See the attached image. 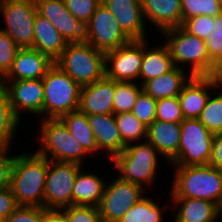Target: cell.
Wrapping results in <instances>:
<instances>
[{
  "label": "cell",
  "mask_w": 222,
  "mask_h": 222,
  "mask_svg": "<svg viewBox=\"0 0 222 222\" xmlns=\"http://www.w3.org/2000/svg\"><path fill=\"white\" fill-rule=\"evenodd\" d=\"M47 172L48 159L36 151L15 155L10 189L18 206L44 207Z\"/></svg>",
  "instance_id": "obj_1"
},
{
  "label": "cell",
  "mask_w": 222,
  "mask_h": 222,
  "mask_svg": "<svg viewBox=\"0 0 222 222\" xmlns=\"http://www.w3.org/2000/svg\"><path fill=\"white\" fill-rule=\"evenodd\" d=\"M170 198H196L222 208V171L206 164L175 166Z\"/></svg>",
  "instance_id": "obj_2"
},
{
  "label": "cell",
  "mask_w": 222,
  "mask_h": 222,
  "mask_svg": "<svg viewBox=\"0 0 222 222\" xmlns=\"http://www.w3.org/2000/svg\"><path fill=\"white\" fill-rule=\"evenodd\" d=\"M159 154L157 149L147 140L126 145L125 149L116 155L111 162L119 171L121 179L141 186L151 187L158 173ZM147 184V185H145Z\"/></svg>",
  "instance_id": "obj_3"
},
{
  "label": "cell",
  "mask_w": 222,
  "mask_h": 222,
  "mask_svg": "<svg viewBox=\"0 0 222 222\" xmlns=\"http://www.w3.org/2000/svg\"><path fill=\"white\" fill-rule=\"evenodd\" d=\"M39 129L37 140L40 141V147L36 152L48 160L82 166L84 158L90 156L69 132L62 119H41Z\"/></svg>",
  "instance_id": "obj_4"
},
{
  "label": "cell",
  "mask_w": 222,
  "mask_h": 222,
  "mask_svg": "<svg viewBox=\"0 0 222 222\" xmlns=\"http://www.w3.org/2000/svg\"><path fill=\"white\" fill-rule=\"evenodd\" d=\"M54 63L80 87L105 76V53L85 41L68 43Z\"/></svg>",
  "instance_id": "obj_5"
},
{
  "label": "cell",
  "mask_w": 222,
  "mask_h": 222,
  "mask_svg": "<svg viewBox=\"0 0 222 222\" xmlns=\"http://www.w3.org/2000/svg\"><path fill=\"white\" fill-rule=\"evenodd\" d=\"M43 119H61L79 110L81 87L55 63L42 78Z\"/></svg>",
  "instance_id": "obj_6"
},
{
  "label": "cell",
  "mask_w": 222,
  "mask_h": 222,
  "mask_svg": "<svg viewBox=\"0 0 222 222\" xmlns=\"http://www.w3.org/2000/svg\"><path fill=\"white\" fill-rule=\"evenodd\" d=\"M164 42L168 45L173 63L178 68L188 64L192 76H207L213 62L207 51L205 40L189 34L182 27L163 31Z\"/></svg>",
  "instance_id": "obj_7"
},
{
  "label": "cell",
  "mask_w": 222,
  "mask_h": 222,
  "mask_svg": "<svg viewBox=\"0 0 222 222\" xmlns=\"http://www.w3.org/2000/svg\"><path fill=\"white\" fill-rule=\"evenodd\" d=\"M179 151L169 162L174 166L206 165L211 157L212 134L198 119L181 123Z\"/></svg>",
  "instance_id": "obj_8"
},
{
  "label": "cell",
  "mask_w": 222,
  "mask_h": 222,
  "mask_svg": "<svg viewBox=\"0 0 222 222\" xmlns=\"http://www.w3.org/2000/svg\"><path fill=\"white\" fill-rule=\"evenodd\" d=\"M36 13L35 0H0V14L5 25L0 30L19 48H32Z\"/></svg>",
  "instance_id": "obj_9"
},
{
  "label": "cell",
  "mask_w": 222,
  "mask_h": 222,
  "mask_svg": "<svg viewBox=\"0 0 222 222\" xmlns=\"http://www.w3.org/2000/svg\"><path fill=\"white\" fill-rule=\"evenodd\" d=\"M77 163L48 160V172L44 188V208L61 210L72 205L73 184L79 170Z\"/></svg>",
  "instance_id": "obj_10"
},
{
  "label": "cell",
  "mask_w": 222,
  "mask_h": 222,
  "mask_svg": "<svg viewBox=\"0 0 222 222\" xmlns=\"http://www.w3.org/2000/svg\"><path fill=\"white\" fill-rule=\"evenodd\" d=\"M85 42L107 53L127 44L131 39L120 28L111 11L103 2L85 25Z\"/></svg>",
  "instance_id": "obj_11"
},
{
  "label": "cell",
  "mask_w": 222,
  "mask_h": 222,
  "mask_svg": "<svg viewBox=\"0 0 222 222\" xmlns=\"http://www.w3.org/2000/svg\"><path fill=\"white\" fill-rule=\"evenodd\" d=\"M117 177L111 183H106L98 207L103 222H119L124 214L146 195V190L141 186Z\"/></svg>",
  "instance_id": "obj_12"
},
{
  "label": "cell",
  "mask_w": 222,
  "mask_h": 222,
  "mask_svg": "<svg viewBox=\"0 0 222 222\" xmlns=\"http://www.w3.org/2000/svg\"><path fill=\"white\" fill-rule=\"evenodd\" d=\"M144 40H131L105 53V76L115 81L136 82L142 65Z\"/></svg>",
  "instance_id": "obj_13"
},
{
  "label": "cell",
  "mask_w": 222,
  "mask_h": 222,
  "mask_svg": "<svg viewBox=\"0 0 222 222\" xmlns=\"http://www.w3.org/2000/svg\"><path fill=\"white\" fill-rule=\"evenodd\" d=\"M9 103L14 115L21 120L22 112L42 116L44 90L42 79L5 81ZM23 110V111H22Z\"/></svg>",
  "instance_id": "obj_14"
},
{
  "label": "cell",
  "mask_w": 222,
  "mask_h": 222,
  "mask_svg": "<svg viewBox=\"0 0 222 222\" xmlns=\"http://www.w3.org/2000/svg\"><path fill=\"white\" fill-rule=\"evenodd\" d=\"M37 12L48 19L67 43L85 40V25L65 7L63 0H35Z\"/></svg>",
  "instance_id": "obj_15"
},
{
  "label": "cell",
  "mask_w": 222,
  "mask_h": 222,
  "mask_svg": "<svg viewBox=\"0 0 222 222\" xmlns=\"http://www.w3.org/2000/svg\"><path fill=\"white\" fill-rule=\"evenodd\" d=\"M131 40L147 39L141 0H102Z\"/></svg>",
  "instance_id": "obj_16"
},
{
  "label": "cell",
  "mask_w": 222,
  "mask_h": 222,
  "mask_svg": "<svg viewBox=\"0 0 222 222\" xmlns=\"http://www.w3.org/2000/svg\"><path fill=\"white\" fill-rule=\"evenodd\" d=\"M116 81L102 79L81 87L79 110L86 115L113 114Z\"/></svg>",
  "instance_id": "obj_17"
},
{
  "label": "cell",
  "mask_w": 222,
  "mask_h": 222,
  "mask_svg": "<svg viewBox=\"0 0 222 222\" xmlns=\"http://www.w3.org/2000/svg\"><path fill=\"white\" fill-rule=\"evenodd\" d=\"M54 61L33 48H20L5 81L42 79Z\"/></svg>",
  "instance_id": "obj_18"
},
{
  "label": "cell",
  "mask_w": 222,
  "mask_h": 222,
  "mask_svg": "<svg viewBox=\"0 0 222 222\" xmlns=\"http://www.w3.org/2000/svg\"><path fill=\"white\" fill-rule=\"evenodd\" d=\"M214 88L217 89L216 84L207 76L190 78L178 95L185 119H198Z\"/></svg>",
  "instance_id": "obj_19"
},
{
  "label": "cell",
  "mask_w": 222,
  "mask_h": 222,
  "mask_svg": "<svg viewBox=\"0 0 222 222\" xmlns=\"http://www.w3.org/2000/svg\"><path fill=\"white\" fill-rule=\"evenodd\" d=\"M87 118L99 151L104 150L110 160L125 149L114 114H93Z\"/></svg>",
  "instance_id": "obj_20"
},
{
  "label": "cell",
  "mask_w": 222,
  "mask_h": 222,
  "mask_svg": "<svg viewBox=\"0 0 222 222\" xmlns=\"http://www.w3.org/2000/svg\"><path fill=\"white\" fill-rule=\"evenodd\" d=\"M144 19L160 33L182 26L181 0H141Z\"/></svg>",
  "instance_id": "obj_21"
},
{
  "label": "cell",
  "mask_w": 222,
  "mask_h": 222,
  "mask_svg": "<svg viewBox=\"0 0 222 222\" xmlns=\"http://www.w3.org/2000/svg\"><path fill=\"white\" fill-rule=\"evenodd\" d=\"M180 137V123L155 120L147 127L146 140L157 149L168 163L179 151Z\"/></svg>",
  "instance_id": "obj_22"
},
{
  "label": "cell",
  "mask_w": 222,
  "mask_h": 222,
  "mask_svg": "<svg viewBox=\"0 0 222 222\" xmlns=\"http://www.w3.org/2000/svg\"><path fill=\"white\" fill-rule=\"evenodd\" d=\"M176 210L173 222H215L221 216V208L210 201L196 198H171Z\"/></svg>",
  "instance_id": "obj_23"
},
{
  "label": "cell",
  "mask_w": 222,
  "mask_h": 222,
  "mask_svg": "<svg viewBox=\"0 0 222 222\" xmlns=\"http://www.w3.org/2000/svg\"><path fill=\"white\" fill-rule=\"evenodd\" d=\"M106 182L97 174L79 170L72 189V205L99 207Z\"/></svg>",
  "instance_id": "obj_24"
},
{
  "label": "cell",
  "mask_w": 222,
  "mask_h": 222,
  "mask_svg": "<svg viewBox=\"0 0 222 222\" xmlns=\"http://www.w3.org/2000/svg\"><path fill=\"white\" fill-rule=\"evenodd\" d=\"M67 41L53 24L38 12L34 22L33 49L48 55L55 61L67 46Z\"/></svg>",
  "instance_id": "obj_25"
},
{
  "label": "cell",
  "mask_w": 222,
  "mask_h": 222,
  "mask_svg": "<svg viewBox=\"0 0 222 222\" xmlns=\"http://www.w3.org/2000/svg\"><path fill=\"white\" fill-rule=\"evenodd\" d=\"M175 67L168 45L149 47L147 39H144V52L139 73V82L142 86L146 81L159 77L171 71Z\"/></svg>",
  "instance_id": "obj_26"
},
{
  "label": "cell",
  "mask_w": 222,
  "mask_h": 222,
  "mask_svg": "<svg viewBox=\"0 0 222 222\" xmlns=\"http://www.w3.org/2000/svg\"><path fill=\"white\" fill-rule=\"evenodd\" d=\"M186 69L175 66L171 71L146 81L142 88L155 100L176 97L192 75Z\"/></svg>",
  "instance_id": "obj_27"
},
{
  "label": "cell",
  "mask_w": 222,
  "mask_h": 222,
  "mask_svg": "<svg viewBox=\"0 0 222 222\" xmlns=\"http://www.w3.org/2000/svg\"><path fill=\"white\" fill-rule=\"evenodd\" d=\"M61 119L68 127L69 132L81 143L82 147L88 154L92 155L96 152L99 153L95 136L86 114L77 110L64 115Z\"/></svg>",
  "instance_id": "obj_28"
},
{
  "label": "cell",
  "mask_w": 222,
  "mask_h": 222,
  "mask_svg": "<svg viewBox=\"0 0 222 222\" xmlns=\"http://www.w3.org/2000/svg\"><path fill=\"white\" fill-rule=\"evenodd\" d=\"M151 197H142L134 206H132L119 222H163V209Z\"/></svg>",
  "instance_id": "obj_29"
},
{
  "label": "cell",
  "mask_w": 222,
  "mask_h": 222,
  "mask_svg": "<svg viewBox=\"0 0 222 222\" xmlns=\"http://www.w3.org/2000/svg\"><path fill=\"white\" fill-rule=\"evenodd\" d=\"M20 122L14 115L7 92L4 90L0 93V149L11 148Z\"/></svg>",
  "instance_id": "obj_30"
},
{
  "label": "cell",
  "mask_w": 222,
  "mask_h": 222,
  "mask_svg": "<svg viewBox=\"0 0 222 222\" xmlns=\"http://www.w3.org/2000/svg\"><path fill=\"white\" fill-rule=\"evenodd\" d=\"M114 117L125 145L146 140L147 127L131 112L115 114Z\"/></svg>",
  "instance_id": "obj_31"
},
{
  "label": "cell",
  "mask_w": 222,
  "mask_h": 222,
  "mask_svg": "<svg viewBox=\"0 0 222 222\" xmlns=\"http://www.w3.org/2000/svg\"><path fill=\"white\" fill-rule=\"evenodd\" d=\"M142 90V86L136 82L116 81L113 114L131 112L137 97Z\"/></svg>",
  "instance_id": "obj_32"
},
{
  "label": "cell",
  "mask_w": 222,
  "mask_h": 222,
  "mask_svg": "<svg viewBox=\"0 0 222 222\" xmlns=\"http://www.w3.org/2000/svg\"><path fill=\"white\" fill-rule=\"evenodd\" d=\"M209 97L206 106L201 111L198 120L212 133H222V93Z\"/></svg>",
  "instance_id": "obj_33"
},
{
  "label": "cell",
  "mask_w": 222,
  "mask_h": 222,
  "mask_svg": "<svg viewBox=\"0 0 222 222\" xmlns=\"http://www.w3.org/2000/svg\"><path fill=\"white\" fill-rule=\"evenodd\" d=\"M182 24L199 15L216 17L222 14V5L219 0H181Z\"/></svg>",
  "instance_id": "obj_34"
},
{
  "label": "cell",
  "mask_w": 222,
  "mask_h": 222,
  "mask_svg": "<svg viewBox=\"0 0 222 222\" xmlns=\"http://www.w3.org/2000/svg\"><path fill=\"white\" fill-rule=\"evenodd\" d=\"M156 102L157 100L153 99L144 90H142L137 97L131 113L146 127H148L156 120Z\"/></svg>",
  "instance_id": "obj_35"
},
{
  "label": "cell",
  "mask_w": 222,
  "mask_h": 222,
  "mask_svg": "<svg viewBox=\"0 0 222 222\" xmlns=\"http://www.w3.org/2000/svg\"><path fill=\"white\" fill-rule=\"evenodd\" d=\"M156 107V120L181 123L185 119L178 96L159 99L156 102Z\"/></svg>",
  "instance_id": "obj_36"
},
{
  "label": "cell",
  "mask_w": 222,
  "mask_h": 222,
  "mask_svg": "<svg viewBox=\"0 0 222 222\" xmlns=\"http://www.w3.org/2000/svg\"><path fill=\"white\" fill-rule=\"evenodd\" d=\"M19 49L12 38L0 30V74L4 78L10 72Z\"/></svg>",
  "instance_id": "obj_37"
},
{
  "label": "cell",
  "mask_w": 222,
  "mask_h": 222,
  "mask_svg": "<svg viewBox=\"0 0 222 222\" xmlns=\"http://www.w3.org/2000/svg\"><path fill=\"white\" fill-rule=\"evenodd\" d=\"M215 18L208 15H199L187 19L182 28L189 34L205 40L213 33Z\"/></svg>",
  "instance_id": "obj_38"
},
{
  "label": "cell",
  "mask_w": 222,
  "mask_h": 222,
  "mask_svg": "<svg viewBox=\"0 0 222 222\" xmlns=\"http://www.w3.org/2000/svg\"><path fill=\"white\" fill-rule=\"evenodd\" d=\"M67 10L82 24L91 19L102 0H63Z\"/></svg>",
  "instance_id": "obj_39"
},
{
  "label": "cell",
  "mask_w": 222,
  "mask_h": 222,
  "mask_svg": "<svg viewBox=\"0 0 222 222\" xmlns=\"http://www.w3.org/2000/svg\"><path fill=\"white\" fill-rule=\"evenodd\" d=\"M68 222H103L98 207L71 205L61 209Z\"/></svg>",
  "instance_id": "obj_40"
},
{
  "label": "cell",
  "mask_w": 222,
  "mask_h": 222,
  "mask_svg": "<svg viewBox=\"0 0 222 222\" xmlns=\"http://www.w3.org/2000/svg\"><path fill=\"white\" fill-rule=\"evenodd\" d=\"M4 222H43V207L18 206Z\"/></svg>",
  "instance_id": "obj_41"
},
{
  "label": "cell",
  "mask_w": 222,
  "mask_h": 222,
  "mask_svg": "<svg viewBox=\"0 0 222 222\" xmlns=\"http://www.w3.org/2000/svg\"><path fill=\"white\" fill-rule=\"evenodd\" d=\"M210 60L213 62L222 54V14L215 17L213 33L205 39Z\"/></svg>",
  "instance_id": "obj_42"
},
{
  "label": "cell",
  "mask_w": 222,
  "mask_h": 222,
  "mask_svg": "<svg viewBox=\"0 0 222 222\" xmlns=\"http://www.w3.org/2000/svg\"><path fill=\"white\" fill-rule=\"evenodd\" d=\"M10 149H0V190L10 187L11 171L15 158V155H9Z\"/></svg>",
  "instance_id": "obj_43"
},
{
  "label": "cell",
  "mask_w": 222,
  "mask_h": 222,
  "mask_svg": "<svg viewBox=\"0 0 222 222\" xmlns=\"http://www.w3.org/2000/svg\"><path fill=\"white\" fill-rule=\"evenodd\" d=\"M17 207L10 187L0 190V219L5 220Z\"/></svg>",
  "instance_id": "obj_44"
},
{
  "label": "cell",
  "mask_w": 222,
  "mask_h": 222,
  "mask_svg": "<svg viewBox=\"0 0 222 222\" xmlns=\"http://www.w3.org/2000/svg\"><path fill=\"white\" fill-rule=\"evenodd\" d=\"M209 165L222 171V133L214 134Z\"/></svg>",
  "instance_id": "obj_45"
},
{
  "label": "cell",
  "mask_w": 222,
  "mask_h": 222,
  "mask_svg": "<svg viewBox=\"0 0 222 222\" xmlns=\"http://www.w3.org/2000/svg\"><path fill=\"white\" fill-rule=\"evenodd\" d=\"M215 84L222 82V54H220L214 61L211 70L207 74Z\"/></svg>",
  "instance_id": "obj_46"
},
{
  "label": "cell",
  "mask_w": 222,
  "mask_h": 222,
  "mask_svg": "<svg viewBox=\"0 0 222 222\" xmlns=\"http://www.w3.org/2000/svg\"><path fill=\"white\" fill-rule=\"evenodd\" d=\"M43 222H68L61 210H47L43 207Z\"/></svg>",
  "instance_id": "obj_47"
},
{
  "label": "cell",
  "mask_w": 222,
  "mask_h": 222,
  "mask_svg": "<svg viewBox=\"0 0 222 222\" xmlns=\"http://www.w3.org/2000/svg\"><path fill=\"white\" fill-rule=\"evenodd\" d=\"M5 90V78L0 74V93Z\"/></svg>",
  "instance_id": "obj_48"
},
{
  "label": "cell",
  "mask_w": 222,
  "mask_h": 222,
  "mask_svg": "<svg viewBox=\"0 0 222 222\" xmlns=\"http://www.w3.org/2000/svg\"><path fill=\"white\" fill-rule=\"evenodd\" d=\"M216 87H217V90H218L220 87H222V82L219 83V84H216ZM218 87H219V88H218ZM220 92L222 93V90H221Z\"/></svg>",
  "instance_id": "obj_49"
}]
</instances>
